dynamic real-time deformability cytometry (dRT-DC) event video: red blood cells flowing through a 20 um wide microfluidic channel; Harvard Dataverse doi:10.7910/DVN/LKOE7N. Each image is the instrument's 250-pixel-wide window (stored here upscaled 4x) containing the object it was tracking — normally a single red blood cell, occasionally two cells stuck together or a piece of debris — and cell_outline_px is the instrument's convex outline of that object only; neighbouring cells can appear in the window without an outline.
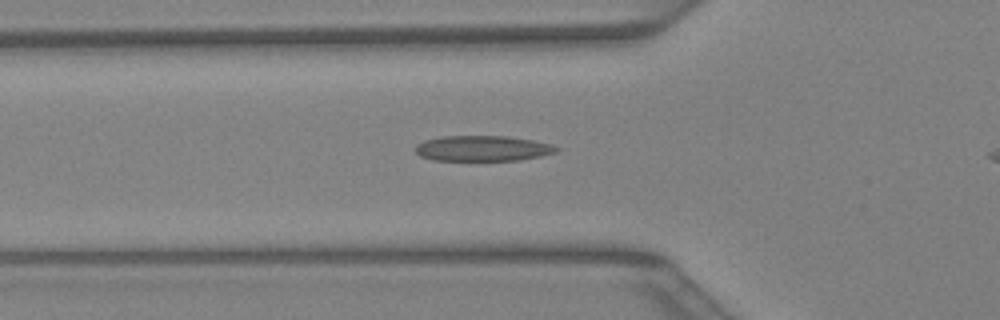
{"species": "Egyptian fruit bat (a non-hibernating species)", "species_latin": "Rousettus aegyptiacus", "temperature_condition": "warm", "stored_images_in_passage": 34, "camera_frame_rate_fps": 3000, "um_per_image_px": 0.085, "animal": {"sex": "female"}, "frame": {"image": 1, "passage_image": 12, "time_ms": 3.667, "image_size_px": [1000, 320], "cell_outline_px": [[560, 148], [556, 152], [540, 156], [520, 160], [432, 160], [420, 156], [416, 152], [416, 144], [424, 140], [440, 136], [508, 136], [532, 140], [552, 144]], "centroid_in_image_um": [41.02, 12.61], "position_along_channel_um": 84.8, "area_um2": 20.98}}
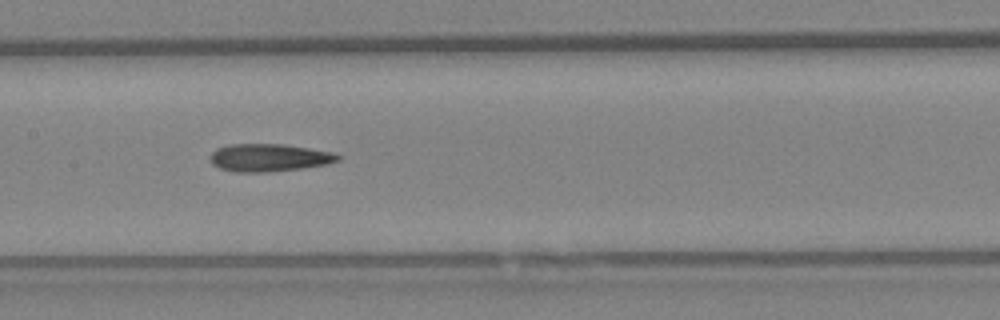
{"frame": {"image": 2, "passage_image": 18, "time_ms": 5.667, "image_size_px": [1000, 320], "cell_outline_px": [[340, 160], [328, 164], [300, 168], [264, 172], [236, 172], [220, 168], [212, 164], [212, 152], [216, 148], [228, 144], [284, 144], [336, 152], [340, 156]], "centroid_in_image_um": [22.91, 13.39], "position_along_channel_um": 184.5, "area_um2": 20.58}}
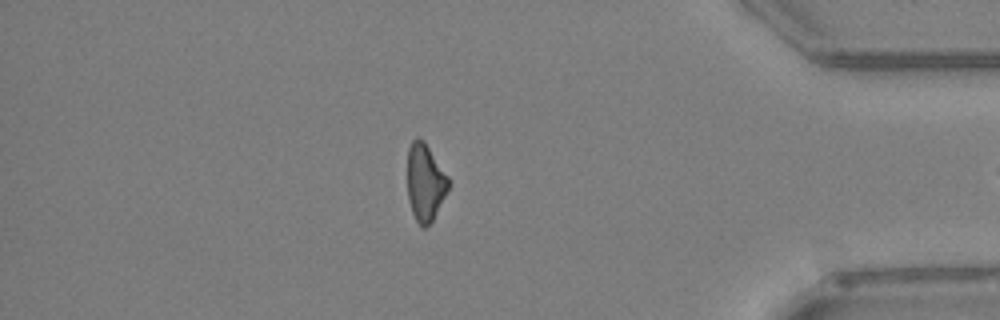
{"frame": {"image": 3, "passage_image": 33, "time_ms": 10.667, "image_size_px": [1000, 320], "cell_outline_px": [[448, 188], [432, 220], [424, 228], [420, 228], [412, 212], [408, 200], [408, 148], [412, 140], [416, 136], [424, 140], [448, 176]], "centroid_in_image_um": [36.11, 15.48], "position_along_channel_um": 399.1, "area_um2": 18.26}}